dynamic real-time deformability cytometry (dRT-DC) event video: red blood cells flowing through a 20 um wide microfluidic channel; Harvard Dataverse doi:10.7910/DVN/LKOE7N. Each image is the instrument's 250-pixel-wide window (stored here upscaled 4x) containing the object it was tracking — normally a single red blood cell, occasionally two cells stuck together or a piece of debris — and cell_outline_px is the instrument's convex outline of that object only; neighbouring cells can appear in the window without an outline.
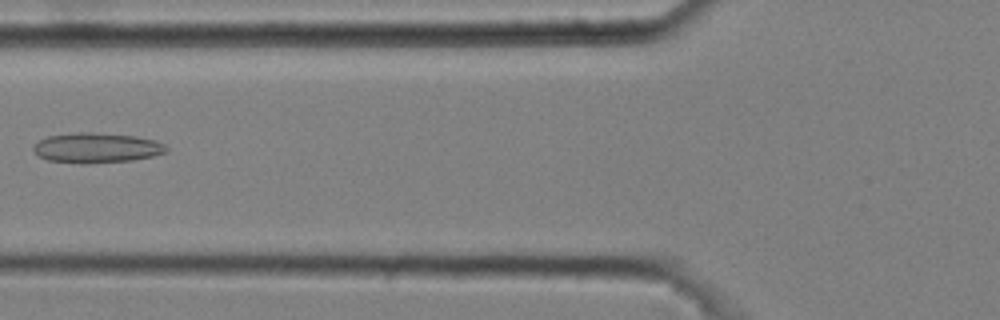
{"species": "common noctule bat (a hibernating species)", "species_latin": "Nyctalus noctula", "temperature_condition": "cold", "stored_images_in_passage": 2, "camera_frame_rate_fps": 3000, "um_per_image_px": 0.085, "animal": {"sex": "male", "body_mass_g": 20.4}, "frame": {"image": 1, "passage_image": 2, "time_ms": 0.333, "image_size_px": [1000, 320], "cell_outline_px": [[168, 148], [164, 152], [152, 156], [132, 160], [84, 164], [80, 164], [48, 160], [40, 156], [32, 148], [40, 140], [48, 136], [80, 132], [92, 132], [136, 136], [156, 140], [164, 144]], "centroid_in_image_um": [8.22, 12.57], "position_along_channel_um": 117.6, "area_um2": 23.12}}